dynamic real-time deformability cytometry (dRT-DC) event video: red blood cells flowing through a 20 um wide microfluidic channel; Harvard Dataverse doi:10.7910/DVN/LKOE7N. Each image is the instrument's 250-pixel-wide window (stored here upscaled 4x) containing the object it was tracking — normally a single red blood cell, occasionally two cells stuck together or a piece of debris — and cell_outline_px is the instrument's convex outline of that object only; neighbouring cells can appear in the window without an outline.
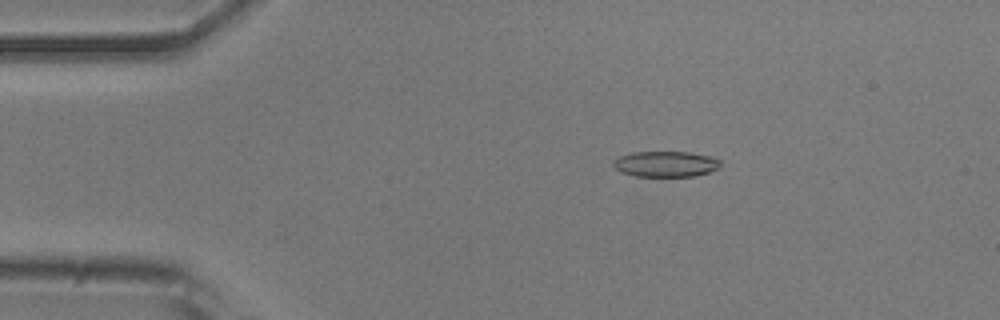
{"species": "common noctule bat (a hibernating species)", "species_latin": "Nyctalus noctula", "temperature_condition": "room temperature", "stored_images_in_passage": 52, "camera_frame_rate_fps": 3000, "um_per_image_px": 0.085, "animal": {"sex": "male", "body_mass_g": 20.5, "forearm_length_mm": 52.5}, "frame": {"image": 1, "passage_image": 9, "time_ms": 2.667, "image_size_px": [1000, 320], "cell_outline_px": [[720, 168], [696, 176], [636, 176], [620, 172], [612, 164], [620, 156], [632, 152], [688, 152], [712, 156], [720, 160]], "centroid_in_image_um": [56.62, 13.94], "position_along_channel_um": 28.4, "area_um2": 16.01}}
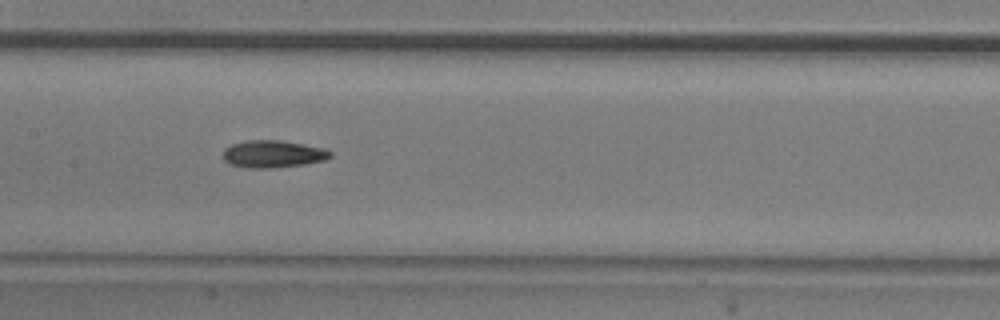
{"frame": {"image": 2, "passage_image": 25, "time_ms": 8.0, "image_size_px": [1000, 320], "cell_outline_px": [[332, 156], [324, 160], [304, 164], [272, 168], [244, 168], [232, 164], [224, 160], [224, 148], [232, 144], [248, 140], [280, 140], [328, 148], [332, 152]], "centroid_in_image_um": [23.24, 13.08], "position_along_channel_um": 184.2, "area_um2": 17.17}}
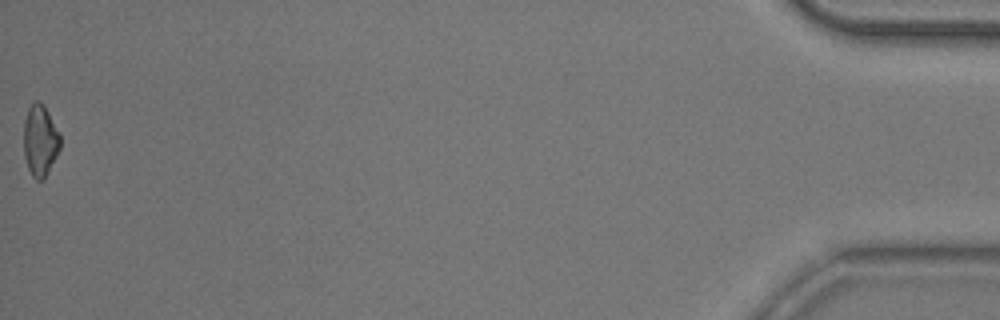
{"frame": {"image": 3, "passage_image": 52, "time_ms": 17.0, "image_size_px": [1000, 320], "cell_outline_px": [[60, 148], [44, 180], [36, 180], [32, 176], [28, 168], [24, 156], [24, 120], [28, 108], [36, 100], [44, 104], [60, 132]], "centroid_in_image_um": [3.42, 11.94], "position_along_channel_um": 431.8, "area_um2": 15.32}}